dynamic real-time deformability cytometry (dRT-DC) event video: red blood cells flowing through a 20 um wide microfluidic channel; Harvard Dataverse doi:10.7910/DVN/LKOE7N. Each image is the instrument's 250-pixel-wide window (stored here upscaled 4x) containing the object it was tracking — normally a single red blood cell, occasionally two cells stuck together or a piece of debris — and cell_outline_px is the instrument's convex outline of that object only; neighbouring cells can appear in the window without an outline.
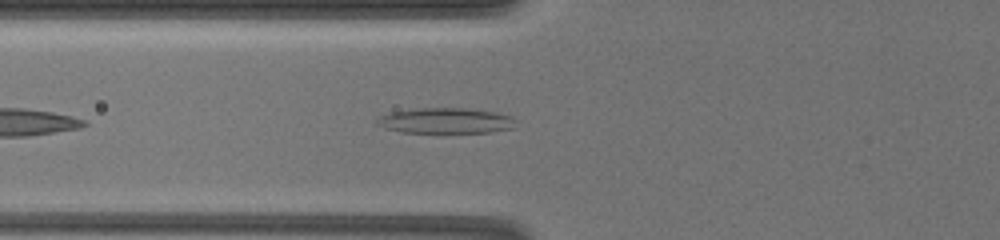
{"species": "common noctule bat (a hibernating species)", "species_latin": "Nyctalus noctula", "temperature_condition": "warm", "stored_images_in_passage": 14, "camera_frame_rate_fps": 3000, "um_per_image_px": 0.085, "animal": {"sex": "female", "body_mass_g": 19.5, "forearm_length_mm": 54.1}, "frame": {"image": 1, "passage_image": 5, "time_ms": 1.333, "image_size_px": [1000, 240], "cell_outline_px": [[516, 128], [492, 132], [436, 136], [400, 132], [384, 128], [376, 124], [376, 120], [380, 116], [392, 112], [424, 108], [464, 108], [496, 112], [508, 116], [516, 120]], "centroid_in_image_um": [37.89, 10.33], "position_along_channel_um": 87.9, "area_um2": 21.85}}
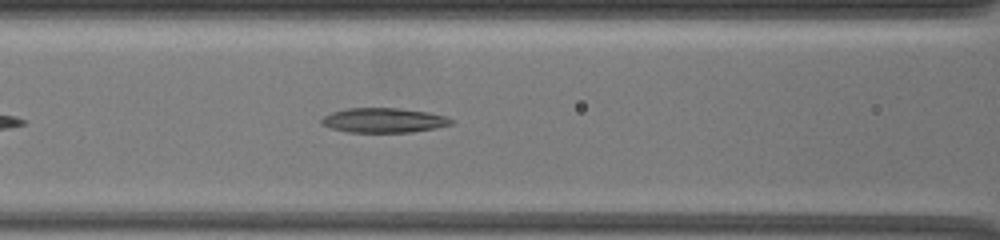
{"frame": {"image": 2, "passage_image": 9, "time_ms": 2.667, "image_size_px": [1000, 240], "cell_outline_px": [[456, 120], [452, 124], [436, 128], [412, 132], [348, 132], [332, 128], [320, 124], [320, 120], [324, 116], [332, 112], [348, 108], [400, 108], [428, 112], [444, 116]], "centroid_in_image_um": [32.63, 10.22], "position_along_channel_um": 134.0, "area_um2": 18.67}}
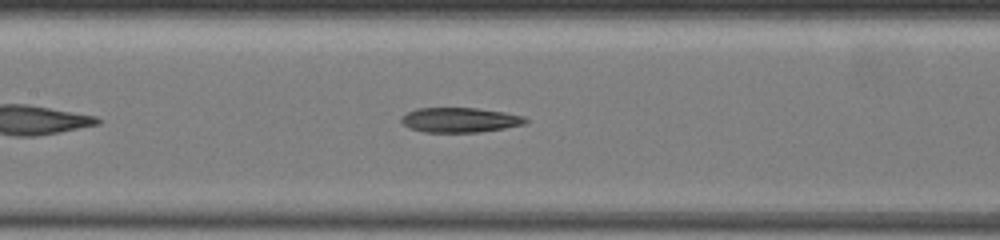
{"frame": {"image": 3, "passage_image": 12, "time_ms": 3.667, "image_size_px": [1000, 240], "cell_outline_px": [[528, 120], [524, 124], [504, 128], [480, 132], [424, 132], [408, 128], [400, 120], [400, 116], [416, 108], [476, 108], [504, 112], [524, 116]], "centroid_in_image_um": [39.06, 10.19], "position_along_channel_um": 168.3, "area_um2": 17.98}}